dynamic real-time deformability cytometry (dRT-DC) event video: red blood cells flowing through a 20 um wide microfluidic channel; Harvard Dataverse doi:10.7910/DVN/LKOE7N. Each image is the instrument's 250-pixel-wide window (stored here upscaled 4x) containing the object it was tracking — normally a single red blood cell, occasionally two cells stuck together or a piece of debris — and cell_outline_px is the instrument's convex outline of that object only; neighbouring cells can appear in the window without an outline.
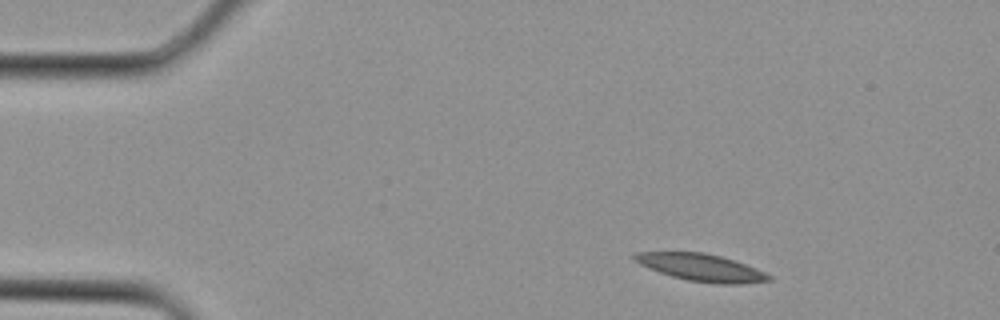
{"species": "Egyptian fruit bat (a non-hibernating species)", "species_latin": "Rousettus aegyptiacus", "temperature_condition": "cold", "stored_images_in_passage": 2, "camera_frame_rate_fps": 3000, "um_per_image_px": 0.085, "animal": {"sex": "female"}, "frame": {"image": 1, "passage_image": 1, "time_ms": 0.0, "image_size_px": [1000, 320], "cell_outline_px": [[772, 280], [744, 284], [716, 284], [688, 280], [672, 276], [648, 268], [632, 260], [632, 256], [636, 252], [704, 252], [720, 256], [756, 268], [772, 276]], "centroid_in_image_um": [59.6, 22.74], "position_along_channel_um": 25.4, "area_um2": 21.27}}